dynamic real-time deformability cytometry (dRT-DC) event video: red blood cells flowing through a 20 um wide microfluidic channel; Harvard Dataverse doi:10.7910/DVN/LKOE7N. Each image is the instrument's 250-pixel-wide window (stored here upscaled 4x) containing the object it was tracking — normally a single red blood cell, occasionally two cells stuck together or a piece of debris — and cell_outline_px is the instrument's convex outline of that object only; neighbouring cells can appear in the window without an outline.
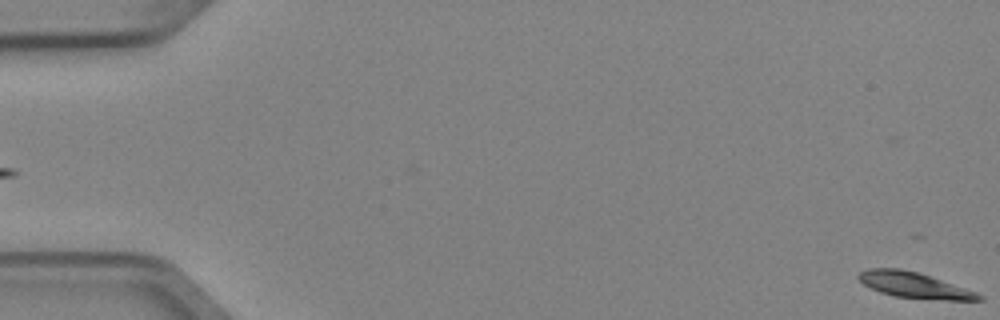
{"species": "Egyptian fruit bat (a non-hibernating species)", "species_latin": "Rousettus aegyptiacus", "temperature_condition": "cold", "stored_images_in_passage": 3, "segment_of_instrument_passage": [2, 2], "camera_frame_rate_fps": 3000, "um_per_image_px": 0.085, "animal": {"sex": "female"}, "frame": {"image": 1, "passage_image": 3, "time_ms": 0.667, "image_size_px": [1000, 320], "cell_outline_px": [[984, 300], [944, 300], [896, 296], [880, 292], [864, 284], [856, 276], [860, 272], [868, 268], [900, 268], [916, 272], [976, 292], [984, 296]], "centroid_in_image_um": [77.69, 24.24], "position_along_channel_um": 7.3, "area_um2": 17.57}}